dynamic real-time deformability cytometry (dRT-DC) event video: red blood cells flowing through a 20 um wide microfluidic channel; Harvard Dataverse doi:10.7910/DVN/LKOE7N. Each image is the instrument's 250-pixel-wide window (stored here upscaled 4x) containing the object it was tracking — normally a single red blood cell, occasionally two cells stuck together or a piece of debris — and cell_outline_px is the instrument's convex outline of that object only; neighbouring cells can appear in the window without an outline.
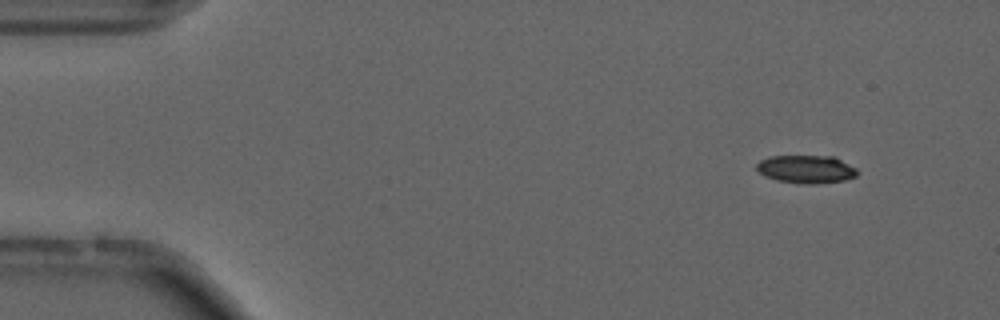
{"species": "common noctule bat (a hibernating species)", "species_latin": "Nyctalus noctula", "temperature_condition": "cold", "stored_images_in_passage": 15, "camera_frame_rate_fps": 3000, "um_per_image_px": 0.085, "animal": {"sex": "male", "forearm_length_mm": 52.5}, "frame": {"image": 1, "passage_image": 5, "time_ms": 1.333, "image_size_px": [1000, 320], "cell_outline_px": [[860, 172], [856, 176], [844, 180], [816, 184], [808, 184], [776, 180], [764, 176], [756, 168], [756, 164], [760, 160], [768, 156], [836, 156], [856, 168]], "centroid_in_image_um": [68.55, 14.37], "position_along_channel_um": 16.5, "area_um2": 16.59}}